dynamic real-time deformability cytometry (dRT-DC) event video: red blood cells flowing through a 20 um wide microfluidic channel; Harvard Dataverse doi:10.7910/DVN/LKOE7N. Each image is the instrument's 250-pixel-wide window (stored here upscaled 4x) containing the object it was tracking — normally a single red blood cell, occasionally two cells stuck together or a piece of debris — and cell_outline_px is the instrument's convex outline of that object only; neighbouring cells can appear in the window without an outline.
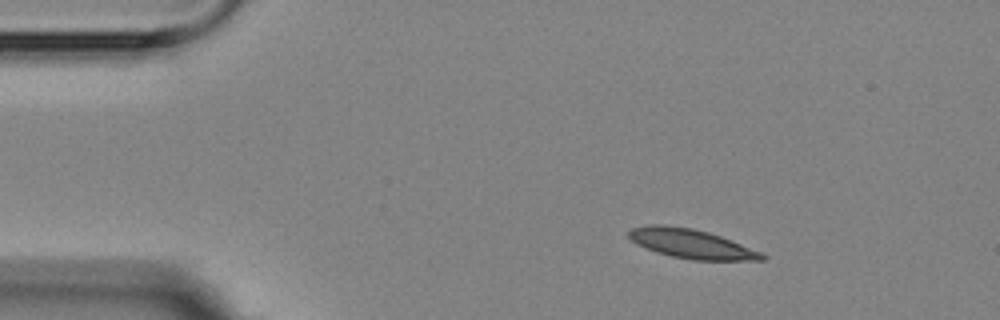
{"species": "Egyptian fruit bat (a non-hibernating species)", "species_latin": "Rousettus aegyptiacus", "temperature_condition": "room temperature", "stored_images_in_passage": 5, "segment_of_instrument_passage": [1, 2], "camera_frame_rate_fps": 3000, "um_per_image_px": 0.085, "animal": {"sex": "female"}, "frame": {"image": 1, "passage_image": 2, "time_ms": 1.333, "image_size_px": [1000, 320], "cell_outline_px": [[768, 256], [764, 260], [692, 260], [672, 256], [656, 252], [644, 248], [628, 240], [628, 232], [632, 228], [648, 224], [660, 224], [692, 228], [708, 232], [720, 236], [760, 252]], "centroid_in_image_um": [58.69, 20.71], "position_along_channel_um": 26.3, "area_um2": 22.72}}